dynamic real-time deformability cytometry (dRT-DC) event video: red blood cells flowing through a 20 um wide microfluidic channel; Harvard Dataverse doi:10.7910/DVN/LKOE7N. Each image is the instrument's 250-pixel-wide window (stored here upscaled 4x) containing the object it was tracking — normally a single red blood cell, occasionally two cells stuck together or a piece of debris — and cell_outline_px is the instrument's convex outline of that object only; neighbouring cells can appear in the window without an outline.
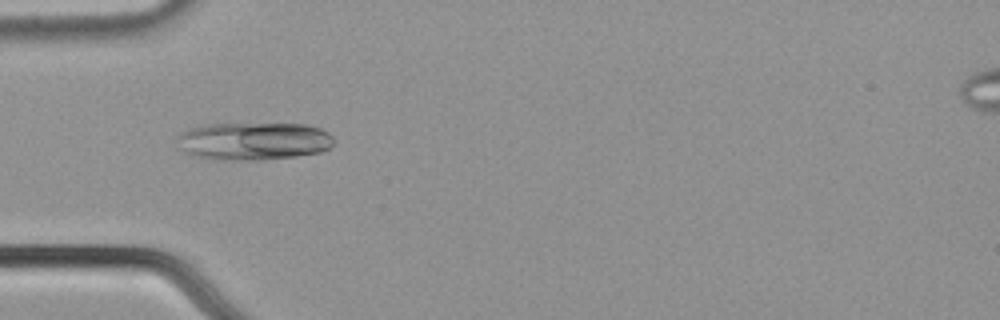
{"species": "common noctule bat (a hibernating species)", "species_latin": "Nyctalus noctula", "temperature_condition": "cold", "stored_images_in_passage": 44, "camera_frame_rate_fps": 3000, "um_per_image_px": 0.085, "animal": {"sex": "male", "body_mass_g": 21.5, "forearm_length_mm": 52.0}, "frame": {"image": 1, "passage_image": 6, "time_ms": 1.667, "image_size_px": [1000, 320], "cell_outline_px": [[332, 144], [328, 148], [320, 152], [296, 156], [264, 160], [216, 160], [192, 156], [176, 148], [176, 136], [180, 132], [192, 128], [208, 124], [304, 124], [320, 128], [328, 132], [332, 136]], "centroid_in_image_um": [21.47, 12.01], "position_along_channel_um": 63.5, "area_um2": 34.91}}
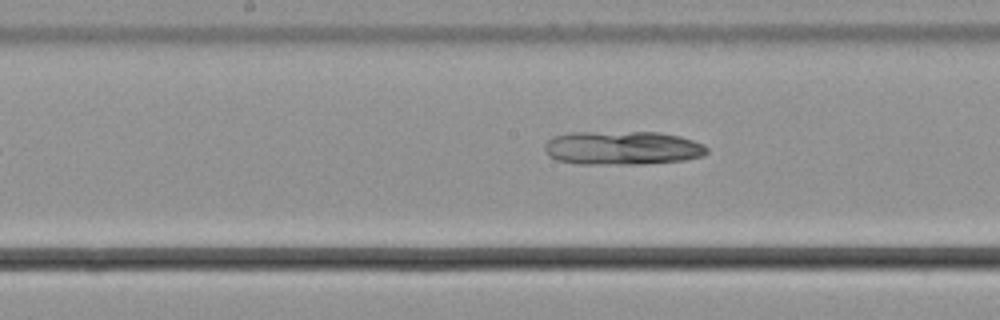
{"frame": {"image": 2, "passage_image": 17, "time_ms": 5.333, "image_size_px": [1000, 320], "cell_outline_px": [[708, 152], [700, 156], [684, 160], [644, 164], [576, 164], [556, 160], [548, 156], [544, 152], [544, 144], [552, 136], [568, 132], [660, 132], [680, 136], [704, 144], [708, 148]], "centroid_in_image_um": [52.85, 12.57], "position_along_channel_um": 195.4, "area_um2": 32.37}}
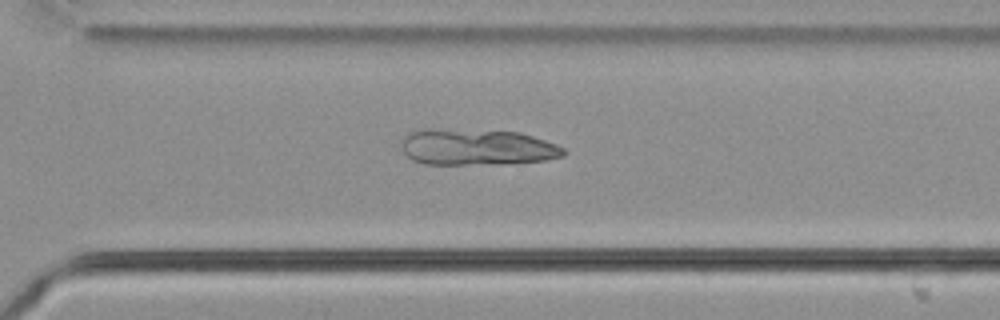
{"frame": {"image": 3, "passage_image": 28, "time_ms": 9.0, "image_size_px": [1000, 320], "cell_outline_px": [[568, 152], [564, 156], [544, 160], [500, 164], [424, 164], [412, 160], [404, 152], [404, 136], [408, 132], [416, 128], [432, 128], [520, 132], [556, 144], [564, 148]], "centroid_in_image_um": [40.52, 12.5], "position_along_channel_um": 330.1, "area_um2": 34.39}}